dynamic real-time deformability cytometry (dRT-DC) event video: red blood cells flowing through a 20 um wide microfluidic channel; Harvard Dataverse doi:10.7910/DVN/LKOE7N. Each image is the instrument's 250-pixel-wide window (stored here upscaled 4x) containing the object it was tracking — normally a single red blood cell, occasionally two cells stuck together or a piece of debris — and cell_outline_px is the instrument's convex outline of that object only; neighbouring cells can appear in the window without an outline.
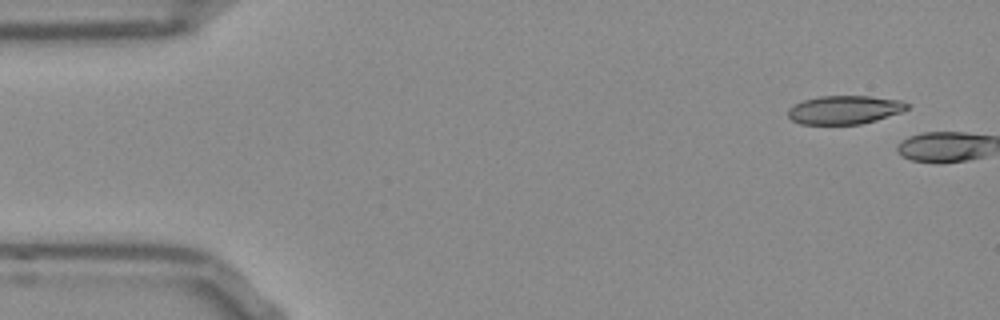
{"species": "Egyptian fruit bat (a non-hibernating species)", "species_latin": "Rousettus aegyptiacus", "temperature_condition": "room temperature", "stored_images_in_passage": 3, "camera_frame_rate_fps": 3000, "um_per_image_px": 0.085, "frame": {"image": 1, "passage_image": 1, "time_ms": 0.0, "image_size_px": [1000, 320], "cell_outline_px": [[912, 104], [908, 108], [900, 112], [876, 120], [860, 124], [800, 124], [792, 120], [788, 116], [788, 108], [804, 100], [820, 96], [868, 96], [900, 100]], "centroid_in_image_um": [71.79, 9.33], "position_along_channel_um": 13.2, "area_um2": 19.71}}